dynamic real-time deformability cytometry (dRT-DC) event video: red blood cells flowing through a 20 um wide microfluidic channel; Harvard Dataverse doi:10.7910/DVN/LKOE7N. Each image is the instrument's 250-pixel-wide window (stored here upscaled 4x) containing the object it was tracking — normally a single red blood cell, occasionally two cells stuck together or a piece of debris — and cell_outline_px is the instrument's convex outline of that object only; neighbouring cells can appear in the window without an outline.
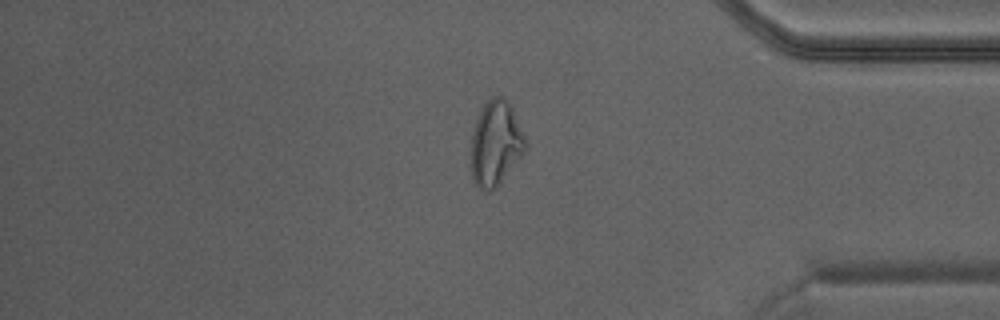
{"species": "Egyptian fruit bat (a non-hibernating species)", "species_latin": "Rousettus aegyptiacus", "temperature_condition": "warm", "stored_images_in_passage": 42, "camera_frame_rate_fps": 3000, "um_per_image_px": 0.085, "animal": {"sex": "male"}, "frame": {"image": 1, "passage_image": 36, "time_ms": 11.667, "image_size_px": [1000, 320], "cell_outline_px": [[528, 148], [500, 184], [492, 192], [488, 192], [480, 188], [472, 180], [472, 132], [476, 120], [484, 104], [492, 96], [500, 96], [512, 108], [528, 144]], "centroid_in_image_um": [42.15, 12.23], "position_along_channel_um": 393.1, "area_um2": 26.76}}